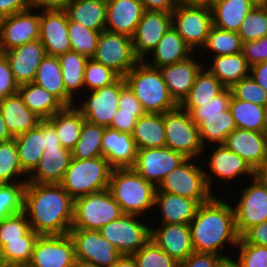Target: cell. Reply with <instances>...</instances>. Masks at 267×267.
<instances>
[{
	"label": "cell",
	"instance_id": "1",
	"mask_svg": "<svg viewBox=\"0 0 267 267\" xmlns=\"http://www.w3.org/2000/svg\"><path fill=\"white\" fill-rule=\"evenodd\" d=\"M74 199L60 184L26 182L23 212L39 235H65L72 228Z\"/></svg>",
	"mask_w": 267,
	"mask_h": 267
},
{
	"label": "cell",
	"instance_id": "2",
	"mask_svg": "<svg viewBox=\"0 0 267 267\" xmlns=\"http://www.w3.org/2000/svg\"><path fill=\"white\" fill-rule=\"evenodd\" d=\"M230 203L214 195L208 202L199 205L189 224L194 252L214 253L223 258L233 256L221 251L226 243L236 248L240 238Z\"/></svg>",
	"mask_w": 267,
	"mask_h": 267
},
{
	"label": "cell",
	"instance_id": "3",
	"mask_svg": "<svg viewBox=\"0 0 267 267\" xmlns=\"http://www.w3.org/2000/svg\"><path fill=\"white\" fill-rule=\"evenodd\" d=\"M108 190L124 214L145 218L153 210L156 186L132 168H113Z\"/></svg>",
	"mask_w": 267,
	"mask_h": 267
},
{
	"label": "cell",
	"instance_id": "4",
	"mask_svg": "<svg viewBox=\"0 0 267 267\" xmlns=\"http://www.w3.org/2000/svg\"><path fill=\"white\" fill-rule=\"evenodd\" d=\"M124 79L146 113L163 114L179 106L170 95L159 68L151 67L143 60Z\"/></svg>",
	"mask_w": 267,
	"mask_h": 267
},
{
	"label": "cell",
	"instance_id": "5",
	"mask_svg": "<svg viewBox=\"0 0 267 267\" xmlns=\"http://www.w3.org/2000/svg\"><path fill=\"white\" fill-rule=\"evenodd\" d=\"M113 167L101 156L93 159L72 158L60 185L73 198L108 189Z\"/></svg>",
	"mask_w": 267,
	"mask_h": 267
},
{
	"label": "cell",
	"instance_id": "6",
	"mask_svg": "<svg viewBox=\"0 0 267 267\" xmlns=\"http://www.w3.org/2000/svg\"><path fill=\"white\" fill-rule=\"evenodd\" d=\"M199 159L187 158L167 174L156 186V192H166L196 200L199 204L208 202L214 195L206 183L204 168ZM196 161V163H194Z\"/></svg>",
	"mask_w": 267,
	"mask_h": 267
},
{
	"label": "cell",
	"instance_id": "7",
	"mask_svg": "<svg viewBox=\"0 0 267 267\" xmlns=\"http://www.w3.org/2000/svg\"><path fill=\"white\" fill-rule=\"evenodd\" d=\"M123 212L108 189L74 199L71 229L99 230Z\"/></svg>",
	"mask_w": 267,
	"mask_h": 267
},
{
	"label": "cell",
	"instance_id": "8",
	"mask_svg": "<svg viewBox=\"0 0 267 267\" xmlns=\"http://www.w3.org/2000/svg\"><path fill=\"white\" fill-rule=\"evenodd\" d=\"M166 145L186 158H203L199 130L188 111L180 106L163 113Z\"/></svg>",
	"mask_w": 267,
	"mask_h": 267
},
{
	"label": "cell",
	"instance_id": "9",
	"mask_svg": "<svg viewBox=\"0 0 267 267\" xmlns=\"http://www.w3.org/2000/svg\"><path fill=\"white\" fill-rule=\"evenodd\" d=\"M147 217L123 213L117 220L99 229V232L121 255H133L150 240L151 224L141 221Z\"/></svg>",
	"mask_w": 267,
	"mask_h": 267
},
{
	"label": "cell",
	"instance_id": "10",
	"mask_svg": "<svg viewBox=\"0 0 267 267\" xmlns=\"http://www.w3.org/2000/svg\"><path fill=\"white\" fill-rule=\"evenodd\" d=\"M92 59L122 78L140 61L135 56L131 37L106 30L100 32Z\"/></svg>",
	"mask_w": 267,
	"mask_h": 267
},
{
	"label": "cell",
	"instance_id": "11",
	"mask_svg": "<svg viewBox=\"0 0 267 267\" xmlns=\"http://www.w3.org/2000/svg\"><path fill=\"white\" fill-rule=\"evenodd\" d=\"M172 26L194 52L202 50L213 26L211 7L177 5L172 11Z\"/></svg>",
	"mask_w": 267,
	"mask_h": 267
},
{
	"label": "cell",
	"instance_id": "12",
	"mask_svg": "<svg viewBox=\"0 0 267 267\" xmlns=\"http://www.w3.org/2000/svg\"><path fill=\"white\" fill-rule=\"evenodd\" d=\"M126 85L125 79L119 77L114 83L102 88L88 91L84 97L81 95L75 106L81 111L88 122L109 127L116 111L119 109L121 89ZM79 102V103H78ZM79 104V105H78Z\"/></svg>",
	"mask_w": 267,
	"mask_h": 267
},
{
	"label": "cell",
	"instance_id": "13",
	"mask_svg": "<svg viewBox=\"0 0 267 267\" xmlns=\"http://www.w3.org/2000/svg\"><path fill=\"white\" fill-rule=\"evenodd\" d=\"M243 186L239 200L233 201L236 231L241 237L252 226L267 221V187L256 177Z\"/></svg>",
	"mask_w": 267,
	"mask_h": 267
},
{
	"label": "cell",
	"instance_id": "14",
	"mask_svg": "<svg viewBox=\"0 0 267 267\" xmlns=\"http://www.w3.org/2000/svg\"><path fill=\"white\" fill-rule=\"evenodd\" d=\"M205 147L203 154H205V150L211 149L209 151H212L211 154H209L207 157L209 158L208 161L202 160V165L204 168L205 173V180L206 183L212 191V185L214 177H218L220 180L219 182H225L230 184V181H238L237 178H242L245 176H249L251 178L255 177V171L250 167V165L241 157H239L235 152L229 150L224 144L216 145V147ZM209 168V170H208Z\"/></svg>",
	"mask_w": 267,
	"mask_h": 267
},
{
	"label": "cell",
	"instance_id": "15",
	"mask_svg": "<svg viewBox=\"0 0 267 267\" xmlns=\"http://www.w3.org/2000/svg\"><path fill=\"white\" fill-rule=\"evenodd\" d=\"M69 235L74 243L75 260L112 267L121 256L99 230L71 229Z\"/></svg>",
	"mask_w": 267,
	"mask_h": 267
},
{
	"label": "cell",
	"instance_id": "16",
	"mask_svg": "<svg viewBox=\"0 0 267 267\" xmlns=\"http://www.w3.org/2000/svg\"><path fill=\"white\" fill-rule=\"evenodd\" d=\"M74 243L65 235H39L35 242L30 267H73Z\"/></svg>",
	"mask_w": 267,
	"mask_h": 267
},
{
	"label": "cell",
	"instance_id": "17",
	"mask_svg": "<svg viewBox=\"0 0 267 267\" xmlns=\"http://www.w3.org/2000/svg\"><path fill=\"white\" fill-rule=\"evenodd\" d=\"M187 158L167 146L137 150L136 160L131 167L146 181L157 186L161 180Z\"/></svg>",
	"mask_w": 267,
	"mask_h": 267
},
{
	"label": "cell",
	"instance_id": "18",
	"mask_svg": "<svg viewBox=\"0 0 267 267\" xmlns=\"http://www.w3.org/2000/svg\"><path fill=\"white\" fill-rule=\"evenodd\" d=\"M0 33L4 52L40 37V11L28 8L0 19Z\"/></svg>",
	"mask_w": 267,
	"mask_h": 267
},
{
	"label": "cell",
	"instance_id": "19",
	"mask_svg": "<svg viewBox=\"0 0 267 267\" xmlns=\"http://www.w3.org/2000/svg\"><path fill=\"white\" fill-rule=\"evenodd\" d=\"M172 26V12L145 10L132 37L133 50L144 60Z\"/></svg>",
	"mask_w": 267,
	"mask_h": 267
},
{
	"label": "cell",
	"instance_id": "20",
	"mask_svg": "<svg viewBox=\"0 0 267 267\" xmlns=\"http://www.w3.org/2000/svg\"><path fill=\"white\" fill-rule=\"evenodd\" d=\"M46 54L58 57L71 51L68 17L64 10L40 11V37Z\"/></svg>",
	"mask_w": 267,
	"mask_h": 267
},
{
	"label": "cell",
	"instance_id": "21",
	"mask_svg": "<svg viewBox=\"0 0 267 267\" xmlns=\"http://www.w3.org/2000/svg\"><path fill=\"white\" fill-rule=\"evenodd\" d=\"M151 226L150 239L178 263L193 252L189 224H157Z\"/></svg>",
	"mask_w": 267,
	"mask_h": 267
},
{
	"label": "cell",
	"instance_id": "22",
	"mask_svg": "<svg viewBox=\"0 0 267 267\" xmlns=\"http://www.w3.org/2000/svg\"><path fill=\"white\" fill-rule=\"evenodd\" d=\"M224 145L243 158L256 171L267 160V132L236 128Z\"/></svg>",
	"mask_w": 267,
	"mask_h": 267
},
{
	"label": "cell",
	"instance_id": "23",
	"mask_svg": "<svg viewBox=\"0 0 267 267\" xmlns=\"http://www.w3.org/2000/svg\"><path fill=\"white\" fill-rule=\"evenodd\" d=\"M46 55L39 39L14 47L4 54L18 85L34 81L37 69Z\"/></svg>",
	"mask_w": 267,
	"mask_h": 267
},
{
	"label": "cell",
	"instance_id": "24",
	"mask_svg": "<svg viewBox=\"0 0 267 267\" xmlns=\"http://www.w3.org/2000/svg\"><path fill=\"white\" fill-rule=\"evenodd\" d=\"M105 30L133 37L145 11L140 0H106Z\"/></svg>",
	"mask_w": 267,
	"mask_h": 267
},
{
	"label": "cell",
	"instance_id": "25",
	"mask_svg": "<svg viewBox=\"0 0 267 267\" xmlns=\"http://www.w3.org/2000/svg\"><path fill=\"white\" fill-rule=\"evenodd\" d=\"M193 57L192 55L185 61L159 68L170 95L178 104L189 94L196 75L204 66V61L201 60L200 63L197 56Z\"/></svg>",
	"mask_w": 267,
	"mask_h": 267
},
{
	"label": "cell",
	"instance_id": "26",
	"mask_svg": "<svg viewBox=\"0 0 267 267\" xmlns=\"http://www.w3.org/2000/svg\"><path fill=\"white\" fill-rule=\"evenodd\" d=\"M71 160L72 152L64 147L45 148L38 165L28 175L27 182L60 184Z\"/></svg>",
	"mask_w": 267,
	"mask_h": 267
},
{
	"label": "cell",
	"instance_id": "27",
	"mask_svg": "<svg viewBox=\"0 0 267 267\" xmlns=\"http://www.w3.org/2000/svg\"><path fill=\"white\" fill-rule=\"evenodd\" d=\"M137 146L128 132L106 127L102 139V155L113 168H131L136 160Z\"/></svg>",
	"mask_w": 267,
	"mask_h": 267
},
{
	"label": "cell",
	"instance_id": "28",
	"mask_svg": "<svg viewBox=\"0 0 267 267\" xmlns=\"http://www.w3.org/2000/svg\"><path fill=\"white\" fill-rule=\"evenodd\" d=\"M199 203L194 199L166 192H155L154 212L159 210V224H190Z\"/></svg>",
	"mask_w": 267,
	"mask_h": 267
},
{
	"label": "cell",
	"instance_id": "29",
	"mask_svg": "<svg viewBox=\"0 0 267 267\" xmlns=\"http://www.w3.org/2000/svg\"><path fill=\"white\" fill-rule=\"evenodd\" d=\"M198 127L203 147L224 144L226 137L236 129V123L229 110L212 113H190Z\"/></svg>",
	"mask_w": 267,
	"mask_h": 267
},
{
	"label": "cell",
	"instance_id": "30",
	"mask_svg": "<svg viewBox=\"0 0 267 267\" xmlns=\"http://www.w3.org/2000/svg\"><path fill=\"white\" fill-rule=\"evenodd\" d=\"M193 52L194 51L185 43L184 39L177 33L173 26H171L159 40L150 55L143 61L151 67L160 68L185 61L193 54H196ZM148 57H150V59Z\"/></svg>",
	"mask_w": 267,
	"mask_h": 267
},
{
	"label": "cell",
	"instance_id": "31",
	"mask_svg": "<svg viewBox=\"0 0 267 267\" xmlns=\"http://www.w3.org/2000/svg\"><path fill=\"white\" fill-rule=\"evenodd\" d=\"M0 111L8 132L13 138L34 129L41 121L25 105L18 92L0 100Z\"/></svg>",
	"mask_w": 267,
	"mask_h": 267
},
{
	"label": "cell",
	"instance_id": "32",
	"mask_svg": "<svg viewBox=\"0 0 267 267\" xmlns=\"http://www.w3.org/2000/svg\"><path fill=\"white\" fill-rule=\"evenodd\" d=\"M106 8V0H69L64 11L69 21L101 32L106 26Z\"/></svg>",
	"mask_w": 267,
	"mask_h": 267
},
{
	"label": "cell",
	"instance_id": "33",
	"mask_svg": "<svg viewBox=\"0 0 267 267\" xmlns=\"http://www.w3.org/2000/svg\"><path fill=\"white\" fill-rule=\"evenodd\" d=\"M47 121L55 128L61 146L72 151L85 122L81 111L75 105L65 106Z\"/></svg>",
	"mask_w": 267,
	"mask_h": 267
},
{
	"label": "cell",
	"instance_id": "34",
	"mask_svg": "<svg viewBox=\"0 0 267 267\" xmlns=\"http://www.w3.org/2000/svg\"><path fill=\"white\" fill-rule=\"evenodd\" d=\"M18 93L25 105L41 120H48L65 107L56 96L34 82L19 85Z\"/></svg>",
	"mask_w": 267,
	"mask_h": 267
},
{
	"label": "cell",
	"instance_id": "35",
	"mask_svg": "<svg viewBox=\"0 0 267 267\" xmlns=\"http://www.w3.org/2000/svg\"><path fill=\"white\" fill-rule=\"evenodd\" d=\"M213 26L238 32L243 19L254 8L249 0H217L211 5Z\"/></svg>",
	"mask_w": 267,
	"mask_h": 267
},
{
	"label": "cell",
	"instance_id": "36",
	"mask_svg": "<svg viewBox=\"0 0 267 267\" xmlns=\"http://www.w3.org/2000/svg\"><path fill=\"white\" fill-rule=\"evenodd\" d=\"M33 82L56 96L65 106L75 105L76 100L65 91L58 57L46 55L37 69Z\"/></svg>",
	"mask_w": 267,
	"mask_h": 267
},
{
	"label": "cell",
	"instance_id": "37",
	"mask_svg": "<svg viewBox=\"0 0 267 267\" xmlns=\"http://www.w3.org/2000/svg\"><path fill=\"white\" fill-rule=\"evenodd\" d=\"M206 67L225 88H231L241 79L250 75V66L241 52L232 55L211 57Z\"/></svg>",
	"mask_w": 267,
	"mask_h": 267
},
{
	"label": "cell",
	"instance_id": "38",
	"mask_svg": "<svg viewBox=\"0 0 267 267\" xmlns=\"http://www.w3.org/2000/svg\"><path fill=\"white\" fill-rule=\"evenodd\" d=\"M132 138L138 150L164 147L166 135L163 114L145 113L139 117Z\"/></svg>",
	"mask_w": 267,
	"mask_h": 267
},
{
	"label": "cell",
	"instance_id": "39",
	"mask_svg": "<svg viewBox=\"0 0 267 267\" xmlns=\"http://www.w3.org/2000/svg\"><path fill=\"white\" fill-rule=\"evenodd\" d=\"M22 170L29 175L38 165L44 151L42 120L34 128L14 137Z\"/></svg>",
	"mask_w": 267,
	"mask_h": 267
},
{
	"label": "cell",
	"instance_id": "40",
	"mask_svg": "<svg viewBox=\"0 0 267 267\" xmlns=\"http://www.w3.org/2000/svg\"><path fill=\"white\" fill-rule=\"evenodd\" d=\"M58 59L65 91L77 101L75 98L79 97L78 94L80 95V92H85L84 70L89 58L80 53L68 51L58 56Z\"/></svg>",
	"mask_w": 267,
	"mask_h": 267
},
{
	"label": "cell",
	"instance_id": "41",
	"mask_svg": "<svg viewBox=\"0 0 267 267\" xmlns=\"http://www.w3.org/2000/svg\"><path fill=\"white\" fill-rule=\"evenodd\" d=\"M229 109L235 120L236 128L267 132L266 107L236 99L232 96Z\"/></svg>",
	"mask_w": 267,
	"mask_h": 267
},
{
	"label": "cell",
	"instance_id": "42",
	"mask_svg": "<svg viewBox=\"0 0 267 267\" xmlns=\"http://www.w3.org/2000/svg\"><path fill=\"white\" fill-rule=\"evenodd\" d=\"M105 128V126L85 120L79 140L71 151L72 158L85 160L103 156L102 139Z\"/></svg>",
	"mask_w": 267,
	"mask_h": 267
},
{
	"label": "cell",
	"instance_id": "43",
	"mask_svg": "<svg viewBox=\"0 0 267 267\" xmlns=\"http://www.w3.org/2000/svg\"><path fill=\"white\" fill-rule=\"evenodd\" d=\"M242 43L241 37L237 32L226 31L212 26L206 43L202 47L203 51L200 50V56L207 53H211V57L236 54L241 52Z\"/></svg>",
	"mask_w": 267,
	"mask_h": 267
},
{
	"label": "cell",
	"instance_id": "44",
	"mask_svg": "<svg viewBox=\"0 0 267 267\" xmlns=\"http://www.w3.org/2000/svg\"><path fill=\"white\" fill-rule=\"evenodd\" d=\"M22 170L15 139L0 142V184L27 182Z\"/></svg>",
	"mask_w": 267,
	"mask_h": 267
},
{
	"label": "cell",
	"instance_id": "45",
	"mask_svg": "<svg viewBox=\"0 0 267 267\" xmlns=\"http://www.w3.org/2000/svg\"><path fill=\"white\" fill-rule=\"evenodd\" d=\"M224 89L219 79L203 66L196 75L189 94L181 103H206Z\"/></svg>",
	"mask_w": 267,
	"mask_h": 267
},
{
	"label": "cell",
	"instance_id": "46",
	"mask_svg": "<svg viewBox=\"0 0 267 267\" xmlns=\"http://www.w3.org/2000/svg\"><path fill=\"white\" fill-rule=\"evenodd\" d=\"M39 234L30 229L23 240L6 241L0 250V264H28Z\"/></svg>",
	"mask_w": 267,
	"mask_h": 267
},
{
	"label": "cell",
	"instance_id": "47",
	"mask_svg": "<svg viewBox=\"0 0 267 267\" xmlns=\"http://www.w3.org/2000/svg\"><path fill=\"white\" fill-rule=\"evenodd\" d=\"M99 35V31L68 20V36L71 42V51L91 59L95 54Z\"/></svg>",
	"mask_w": 267,
	"mask_h": 267
},
{
	"label": "cell",
	"instance_id": "48",
	"mask_svg": "<svg viewBox=\"0 0 267 267\" xmlns=\"http://www.w3.org/2000/svg\"><path fill=\"white\" fill-rule=\"evenodd\" d=\"M26 182L0 184V221L23 212Z\"/></svg>",
	"mask_w": 267,
	"mask_h": 267
},
{
	"label": "cell",
	"instance_id": "49",
	"mask_svg": "<svg viewBox=\"0 0 267 267\" xmlns=\"http://www.w3.org/2000/svg\"><path fill=\"white\" fill-rule=\"evenodd\" d=\"M243 43L267 36V8H253L237 32Z\"/></svg>",
	"mask_w": 267,
	"mask_h": 267
},
{
	"label": "cell",
	"instance_id": "50",
	"mask_svg": "<svg viewBox=\"0 0 267 267\" xmlns=\"http://www.w3.org/2000/svg\"><path fill=\"white\" fill-rule=\"evenodd\" d=\"M137 267H178L179 263L151 239L133 255Z\"/></svg>",
	"mask_w": 267,
	"mask_h": 267
},
{
	"label": "cell",
	"instance_id": "51",
	"mask_svg": "<svg viewBox=\"0 0 267 267\" xmlns=\"http://www.w3.org/2000/svg\"><path fill=\"white\" fill-rule=\"evenodd\" d=\"M118 78L119 76L111 69L92 58L88 59L84 70V88L87 90L85 93L108 86Z\"/></svg>",
	"mask_w": 267,
	"mask_h": 267
},
{
	"label": "cell",
	"instance_id": "52",
	"mask_svg": "<svg viewBox=\"0 0 267 267\" xmlns=\"http://www.w3.org/2000/svg\"><path fill=\"white\" fill-rule=\"evenodd\" d=\"M232 96L236 99L251 102L267 108V91L261 87L251 75L241 79L231 88Z\"/></svg>",
	"mask_w": 267,
	"mask_h": 267
},
{
	"label": "cell",
	"instance_id": "53",
	"mask_svg": "<svg viewBox=\"0 0 267 267\" xmlns=\"http://www.w3.org/2000/svg\"><path fill=\"white\" fill-rule=\"evenodd\" d=\"M30 229L24 212L4 218L0 221V250L6 245V241L23 240Z\"/></svg>",
	"mask_w": 267,
	"mask_h": 267
},
{
	"label": "cell",
	"instance_id": "54",
	"mask_svg": "<svg viewBox=\"0 0 267 267\" xmlns=\"http://www.w3.org/2000/svg\"><path fill=\"white\" fill-rule=\"evenodd\" d=\"M236 248L240 267H267V247L249 244L240 237Z\"/></svg>",
	"mask_w": 267,
	"mask_h": 267
},
{
	"label": "cell",
	"instance_id": "55",
	"mask_svg": "<svg viewBox=\"0 0 267 267\" xmlns=\"http://www.w3.org/2000/svg\"><path fill=\"white\" fill-rule=\"evenodd\" d=\"M232 93L225 88L217 96L206 103H180L179 106L189 113H212L229 110Z\"/></svg>",
	"mask_w": 267,
	"mask_h": 267
},
{
	"label": "cell",
	"instance_id": "56",
	"mask_svg": "<svg viewBox=\"0 0 267 267\" xmlns=\"http://www.w3.org/2000/svg\"><path fill=\"white\" fill-rule=\"evenodd\" d=\"M242 55L251 67L257 63L267 61V36L258 40L242 43Z\"/></svg>",
	"mask_w": 267,
	"mask_h": 267
},
{
	"label": "cell",
	"instance_id": "57",
	"mask_svg": "<svg viewBox=\"0 0 267 267\" xmlns=\"http://www.w3.org/2000/svg\"><path fill=\"white\" fill-rule=\"evenodd\" d=\"M145 113V111H128L119 108L114 114L109 127L117 129L120 132H128L132 134L138 118Z\"/></svg>",
	"mask_w": 267,
	"mask_h": 267
},
{
	"label": "cell",
	"instance_id": "58",
	"mask_svg": "<svg viewBox=\"0 0 267 267\" xmlns=\"http://www.w3.org/2000/svg\"><path fill=\"white\" fill-rule=\"evenodd\" d=\"M19 85L16 83L9 62L5 56L0 58V100L16 94Z\"/></svg>",
	"mask_w": 267,
	"mask_h": 267
},
{
	"label": "cell",
	"instance_id": "59",
	"mask_svg": "<svg viewBox=\"0 0 267 267\" xmlns=\"http://www.w3.org/2000/svg\"><path fill=\"white\" fill-rule=\"evenodd\" d=\"M223 257L214 253L193 252L178 267H215Z\"/></svg>",
	"mask_w": 267,
	"mask_h": 267
},
{
	"label": "cell",
	"instance_id": "60",
	"mask_svg": "<svg viewBox=\"0 0 267 267\" xmlns=\"http://www.w3.org/2000/svg\"><path fill=\"white\" fill-rule=\"evenodd\" d=\"M241 237L249 244L267 247V221L252 226Z\"/></svg>",
	"mask_w": 267,
	"mask_h": 267
},
{
	"label": "cell",
	"instance_id": "61",
	"mask_svg": "<svg viewBox=\"0 0 267 267\" xmlns=\"http://www.w3.org/2000/svg\"><path fill=\"white\" fill-rule=\"evenodd\" d=\"M119 108L128 111H144L140 101L126 84L120 92Z\"/></svg>",
	"mask_w": 267,
	"mask_h": 267
},
{
	"label": "cell",
	"instance_id": "62",
	"mask_svg": "<svg viewBox=\"0 0 267 267\" xmlns=\"http://www.w3.org/2000/svg\"><path fill=\"white\" fill-rule=\"evenodd\" d=\"M29 8V0H0V19Z\"/></svg>",
	"mask_w": 267,
	"mask_h": 267
},
{
	"label": "cell",
	"instance_id": "63",
	"mask_svg": "<svg viewBox=\"0 0 267 267\" xmlns=\"http://www.w3.org/2000/svg\"><path fill=\"white\" fill-rule=\"evenodd\" d=\"M69 0H29V8L38 11L64 10Z\"/></svg>",
	"mask_w": 267,
	"mask_h": 267
},
{
	"label": "cell",
	"instance_id": "64",
	"mask_svg": "<svg viewBox=\"0 0 267 267\" xmlns=\"http://www.w3.org/2000/svg\"><path fill=\"white\" fill-rule=\"evenodd\" d=\"M147 11L172 12L178 5L176 0H140Z\"/></svg>",
	"mask_w": 267,
	"mask_h": 267
},
{
	"label": "cell",
	"instance_id": "65",
	"mask_svg": "<svg viewBox=\"0 0 267 267\" xmlns=\"http://www.w3.org/2000/svg\"><path fill=\"white\" fill-rule=\"evenodd\" d=\"M42 132L44 133L45 148L62 147L55 128L47 120H42Z\"/></svg>",
	"mask_w": 267,
	"mask_h": 267
},
{
	"label": "cell",
	"instance_id": "66",
	"mask_svg": "<svg viewBox=\"0 0 267 267\" xmlns=\"http://www.w3.org/2000/svg\"><path fill=\"white\" fill-rule=\"evenodd\" d=\"M250 75L261 87L267 91V61L251 66Z\"/></svg>",
	"mask_w": 267,
	"mask_h": 267
},
{
	"label": "cell",
	"instance_id": "67",
	"mask_svg": "<svg viewBox=\"0 0 267 267\" xmlns=\"http://www.w3.org/2000/svg\"><path fill=\"white\" fill-rule=\"evenodd\" d=\"M112 267H137L132 255H121Z\"/></svg>",
	"mask_w": 267,
	"mask_h": 267
},
{
	"label": "cell",
	"instance_id": "68",
	"mask_svg": "<svg viewBox=\"0 0 267 267\" xmlns=\"http://www.w3.org/2000/svg\"><path fill=\"white\" fill-rule=\"evenodd\" d=\"M13 139V137L8 132V129L6 127V123L4 122V118L2 116V113L0 111V142L1 141H9Z\"/></svg>",
	"mask_w": 267,
	"mask_h": 267
},
{
	"label": "cell",
	"instance_id": "69",
	"mask_svg": "<svg viewBox=\"0 0 267 267\" xmlns=\"http://www.w3.org/2000/svg\"><path fill=\"white\" fill-rule=\"evenodd\" d=\"M255 177L267 187V160L255 171Z\"/></svg>",
	"mask_w": 267,
	"mask_h": 267
},
{
	"label": "cell",
	"instance_id": "70",
	"mask_svg": "<svg viewBox=\"0 0 267 267\" xmlns=\"http://www.w3.org/2000/svg\"><path fill=\"white\" fill-rule=\"evenodd\" d=\"M235 256L222 258L215 267H240Z\"/></svg>",
	"mask_w": 267,
	"mask_h": 267
},
{
	"label": "cell",
	"instance_id": "71",
	"mask_svg": "<svg viewBox=\"0 0 267 267\" xmlns=\"http://www.w3.org/2000/svg\"><path fill=\"white\" fill-rule=\"evenodd\" d=\"M178 5L209 6V0H176Z\"/></svg>",
	"mask_w": 267,
	"mask_h": 267
},
{
	"label": "cell",
	"instance_id": "72",
	"mask_svg": "<svg viewBox=\"0 0 267 267\" xmlns=\"http://www.w3.org/2000/svg\"><path fill=\"white\" fill-rule=\"evenodd\" d=\"M254 8H267V0H249Z\"/></svg>",
	"mask_w": 267,
	"mask_h": 267
},
{
	"label": "cell",
	"instance_id": "73",
	"mask_svg": "<svg viewBox=\"0 0 267 267\" xmlns=\"http://www.w3.org/2000/svg\"><path fill=\"white\" fill-rule=\"evenodd\" d=\"M73 267H98L95 264L80 261V260H75Z\"/></svg>",
	"mask_w": 267,
	"mask_h": 267
},
{
	"label": "cell",
	"instance_id": "74",
	"mask_svg": "<svg viewBox=\"0 0 267 267\" xmlns=\"http://www.w3.org/2000/svg\"><path fill=\"white\" fill-rule=\"evenodd\" d=\"M0 267H30L28 264H0Z\"/></svg>",
	"mask_w": 267,
	"mask_h": 267
},
{
	"label": "cell",
	"instance_id": "75",
	"mask_svg": "<svg viewBox=\"0 0 267 267\" xmlns=\"http://www.w3.org/2000/svg\"><path fill=\"white\" fill-rule=\"evenodd\" d=\"M5 54L3 47H2V40H1V33H0V58L3 57Z\"/></svg>",
	"mask_w": 267,
	"mask_h": 267
},
{
	"label": "cell",
	"instance_id": "76",
	"mask_svg": "<svg viewBox=\"0 0 267 267\" xmlns=\"http://www.w3.org/2000/svg\"><path fill=\"white\" fill-rule=\"evenodd\" d=\"M217 0H209V6L213 3L216 2Z\"/></svg>",
	"mask_w": 267,
	"mask_h": 267
}]
</instances>
